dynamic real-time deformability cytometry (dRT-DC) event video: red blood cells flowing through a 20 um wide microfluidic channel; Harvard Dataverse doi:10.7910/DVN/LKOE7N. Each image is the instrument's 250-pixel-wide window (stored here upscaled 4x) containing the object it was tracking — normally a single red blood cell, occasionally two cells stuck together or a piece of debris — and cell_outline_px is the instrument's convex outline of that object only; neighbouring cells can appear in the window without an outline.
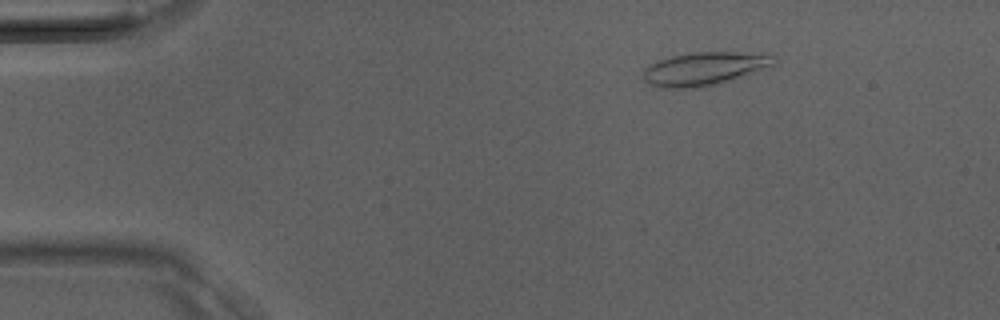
{"species": "Egyptian fruit bat (a non-hibernating species)", "species_latin": "Rousettus aegyptiacus", "temperature_condition": "room temperature", "stored_images_in_passage": 39, "camera_frame_rate_fps": 3000, "um_per_image_px": 0.085, "animal": {"sex": "male"}, "frame": {"image": 1, "passage_image": 6, "time_ms": 1.667, "image_size_px": [1000, 320], "cell_outline_px": [[776, 64], [772, 68], [732, 80], [700, 88], [664, 88], [648, 84], [644, 80], [644, 68], [656, 60], [672, 56], [692, 52], [736, 52], [776, 56]], "centroid_in_image_um": [59.91, 5.85], "position_along_channel_um": 25.1, "area_um2": 25.72}}
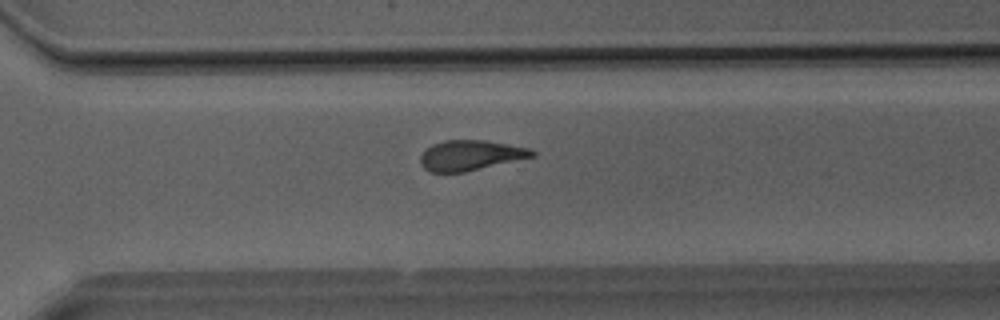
{"frame": {"image": 2, "passage_image": 28, "time_ms": 9.0, "image_size_px": [1000, 320], "cell_outline_px": [[536, 156], [464, 172], [428, 172], [420, 164], [420, 156], [432, 144], [444, 140], [484, 140], [528, 148], [536, 152]], "centroid_in_image_um": [39.97, 13.21], "position_along_channel_um": 330.6, "area_um2": 19.54}}
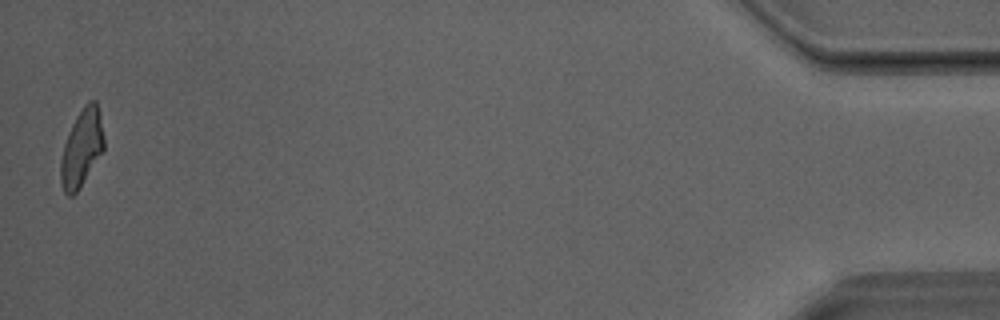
{"frame": {"image": 3, "passage_image": 39, "time_ms": 12.667, "image_size_px": [1000, 320], "cell_outline_px": [[104, 148], [80, 188], [72, 196], [68, 196], [64, 192], [60, 180], [60, 160], [64, 144], [72, 124], [76, 116], [84, 104], [88, 100], [96, 100], [100, 116], [104, 136]], "centroid_in_image_um": [6.93, 12.57], "position_along_channel_um": 428.3, "area_um2": 19.42}}